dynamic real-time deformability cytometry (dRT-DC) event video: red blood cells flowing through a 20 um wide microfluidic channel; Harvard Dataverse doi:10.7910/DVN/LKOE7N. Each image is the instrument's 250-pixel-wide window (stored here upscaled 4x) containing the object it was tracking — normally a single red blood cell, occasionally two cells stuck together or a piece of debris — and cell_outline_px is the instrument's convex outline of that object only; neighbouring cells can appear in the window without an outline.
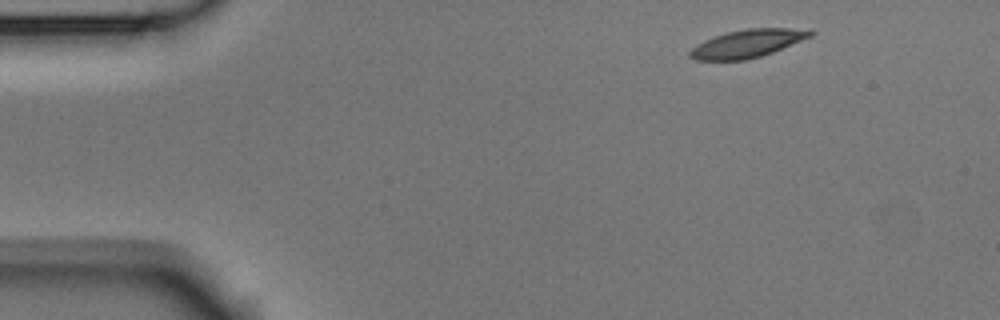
{"species": "Egyptian fruit bat (a non-hibernating species)", "species_latin": "Rousettus aegyptiacus", "temperature_condition": "room temperature", "stored_images_in_passage": 8, "camera_frame_rate_fps": 3000, "um_per_image_px": 0.085, "animal": {"sex": "male"}, "frame": {"image": 1, "passage_image": 1, "time_ms": 0.0, "image_size_px": [1000, 320], "cell_outline_px": [[816, 32], [812, 36], [772, 52], [760, 56], [744, 60], [696, 60], [688, 56], [688, 52], [696, 44], [704, 40], [728, 32], [748, 28], [788, 28]], "centroid_in_image_um": [63.48, 3.71], "position_along_channel_um": 21.5, "area_um2": 19.31}}
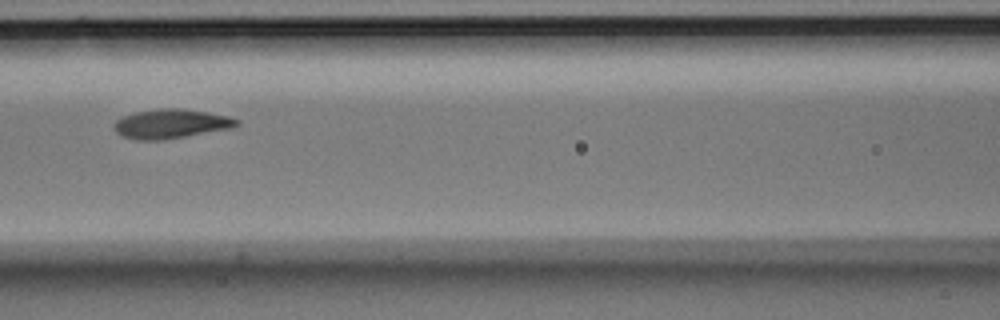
{"frame": {"image": 2, "passage_image": 5, "time_ms": 1.333, "image_size_px": [1000, 320], "cell_outline_px": [[240, 124], [232, 128], [164, 140], [140, 140], [120, 136], [112, 128], [112, 124], [120, 116], [136, 112], [160, 108], [180, 108], [208, 112], [228, 116], [240, 120]], "centroid_in_image_um": [14.5, 10.52], "position_along_channel_um": 152.1, "area_um2": 21.21}}
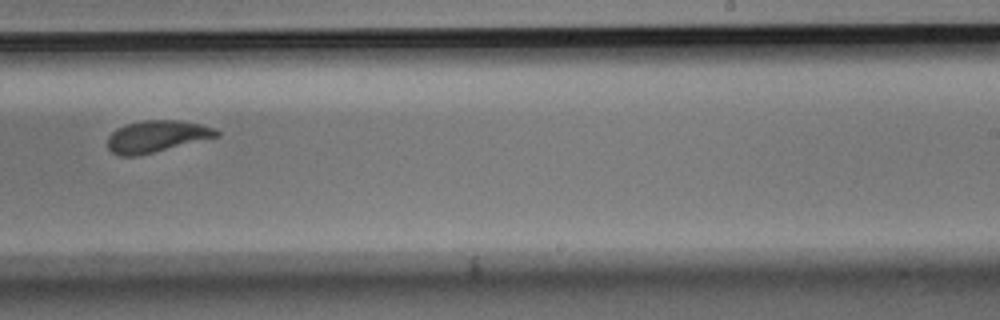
{"frame": {"image": 3, "passage_image": 8, "time_ms": 2.333, "image_size_px": [1000, 320], "cell_outline_px": [[220, 136], [136, 156], [120, 156], [112, 152], [108, 148], [108, 136], [116, 128], [124, 124], [140, 120], [180, 120], [200, 124], [212, 128], [220, 132]], "centroid_in_image_um": [13.28, 11.58], "position_along_channel_um": 275.7, "area_um2": 20.11}}